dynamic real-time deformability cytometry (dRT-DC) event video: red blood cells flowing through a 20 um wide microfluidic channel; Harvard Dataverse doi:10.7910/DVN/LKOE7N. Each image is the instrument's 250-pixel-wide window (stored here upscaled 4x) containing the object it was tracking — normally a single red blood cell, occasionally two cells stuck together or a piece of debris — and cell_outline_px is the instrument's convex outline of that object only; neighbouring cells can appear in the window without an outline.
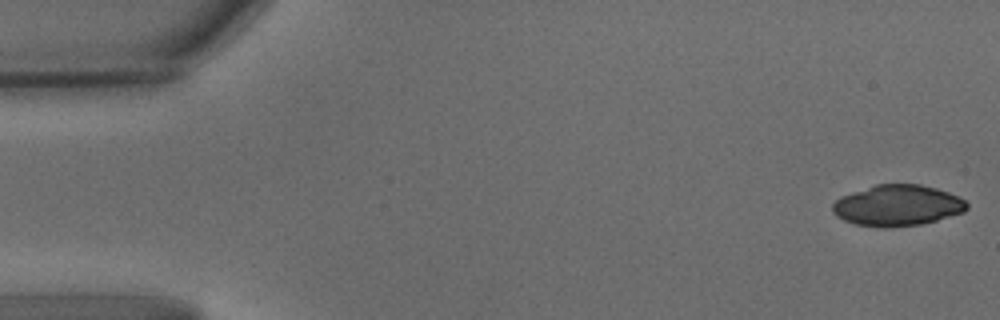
{"species": "common noctule bat (a hibernating species)", "species_latin": "Nyctalus noctula", "temperature_condition": "warm", "stored_images_in_passage": 60, "camera_frame_rate_fps": 3000, "um_per_image_px": 0.085, "animal": {"sex": "male", "body_mass_g": 15.6}, "frame": {"image": 1, "passage_image": 1, "time_ms": 0.0, "image_size_px": [1000, 320], "cell_outline_px": [[968, 208], [964, 212], [936, 220], [920, 224], [892, 228], [880, 228], [856, 224], [844, 220], [836, 216], [832, 212], [832, 204], [840, 196], [876, 184], [920, 184], [936, 188], [960, 196], [968, 204]], "centroid_in_image_um": [76.28, 17.47], "position_along_channel_um": 8.7, "area_um2": 32.31}}